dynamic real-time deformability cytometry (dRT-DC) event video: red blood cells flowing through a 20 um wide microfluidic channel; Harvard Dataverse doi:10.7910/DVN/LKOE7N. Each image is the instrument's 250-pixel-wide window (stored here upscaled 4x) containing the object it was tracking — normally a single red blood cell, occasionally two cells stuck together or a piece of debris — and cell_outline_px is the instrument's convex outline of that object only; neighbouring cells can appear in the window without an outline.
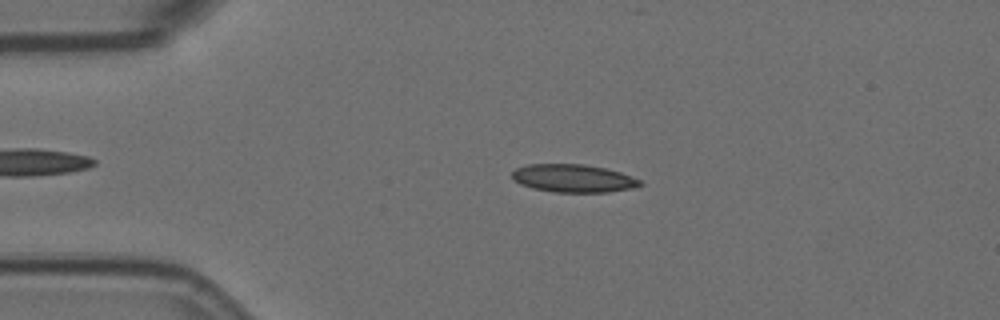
{"species": "Egyptian fruit bat (a non-hibernating species)", "species_latin": "Rousettus aegyptiacus", "temperature_condition": "room temperature", "stored_images_in_passage": 3, "camera_frame_rate_fps": 3000, "um_per_image_px": 0.085, "animal": {"sex": "female"}, "frame": {"image": 1, "passage_image": 2, "time_ms": 0.333, "image_size_px": [1000, 320], "cell_outline_px": [[644, 184], [632, 188], [608, 192], [556, 192], [532, 188], [520, 184], [512, 180], [512, 172], [516, 168], [528, 164], [584, 164], [604, 168], [620, 172], [644, 180]], "centroid_in_image_um": [48.75, 15.16], "position_along_channel_um": 36.3, "area_um2": 20.98}}